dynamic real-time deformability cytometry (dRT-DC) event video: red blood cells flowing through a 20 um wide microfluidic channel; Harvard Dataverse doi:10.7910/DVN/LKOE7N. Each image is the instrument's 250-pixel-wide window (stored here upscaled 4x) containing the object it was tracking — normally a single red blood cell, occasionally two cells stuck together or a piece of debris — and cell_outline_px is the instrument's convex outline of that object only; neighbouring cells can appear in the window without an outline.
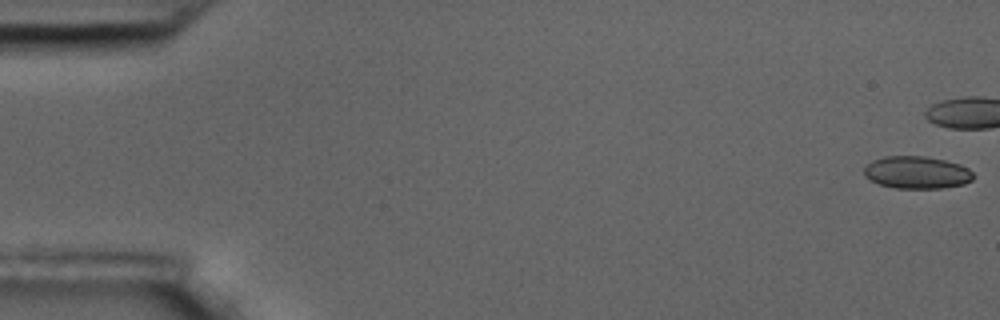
{"species": "common noctule bat (a hibernating species)", "species_latin": "Nyctalus noctula", "temperature_condition": "room temperature", "stored_images_in_passage": 7, "camera_frame_rate_fps": 3000, "um_per_image_px": 0.085, "animal": {"sex": "male", "body_mass_g": 17.5, "forearm_length_mm": 52.3}, "frame": {"image": 1, "passage_image": 1, "time_ms": 0.0, "image_size_px": [1000, 320], "cell_outline_px": [[976, 176], [972, 180], [964, 184], [940, 188], [896, 188], [880, 184], [864, 176], [864, 168], [872, 160], [884, 156], [924, 156], [944, 160], [960, 164], [968, 168]], "centroid_in_image_um": [77.95, 14.65], "position_along_channel_um": 7.1, "area_um2": 20.63}}